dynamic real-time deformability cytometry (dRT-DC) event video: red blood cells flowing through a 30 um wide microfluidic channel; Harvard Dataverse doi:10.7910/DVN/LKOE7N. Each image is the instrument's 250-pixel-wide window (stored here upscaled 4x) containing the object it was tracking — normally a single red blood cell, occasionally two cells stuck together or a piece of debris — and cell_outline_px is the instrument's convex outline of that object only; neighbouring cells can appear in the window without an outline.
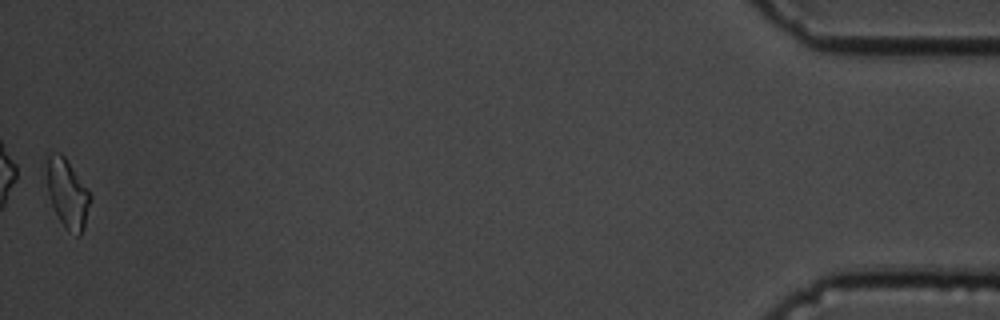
{"species": "common noctule bat (a hibernating species)", "species_latin": "Nyctalus noctula", "temperature_condition": "cold", "stored_images_in_passage": 58, "camera_frame_rate_fps": 3000, "um_per_image_px": 0.085, "animal": {"sex": "male", "body_mass_g": 19.5, "forearm_length_mm": 54.6}, "frame": {"image": 1, "passage_image": 58, "time_ms": 19.0, "image_size_px": [1000, 320], "cell_outline_px": [[92, 196], [84, 228], [80, 236], [76, 236], [68, 232], [64, 228], [52, 204], [48, 192], [40, 160], [48, 152], [60, 152], [64, 156], [88, 188]], "centroid_in_image_um": [5.65, 16.34], "position_along_channel_um": 429.5, "area_um2": 18.55}, "authors_computed_cell_mechanics": {"area_um2": 17.8313, "velocity_mm_per_s": 3.4126, "shape_relaxation_time_tau1_ms": 2.946, "shape_relaxation_time_tau2_ms": 8.5572, "deformation_change_tau1": 0.1122, "deformation_change_tau2": 0.1778}}